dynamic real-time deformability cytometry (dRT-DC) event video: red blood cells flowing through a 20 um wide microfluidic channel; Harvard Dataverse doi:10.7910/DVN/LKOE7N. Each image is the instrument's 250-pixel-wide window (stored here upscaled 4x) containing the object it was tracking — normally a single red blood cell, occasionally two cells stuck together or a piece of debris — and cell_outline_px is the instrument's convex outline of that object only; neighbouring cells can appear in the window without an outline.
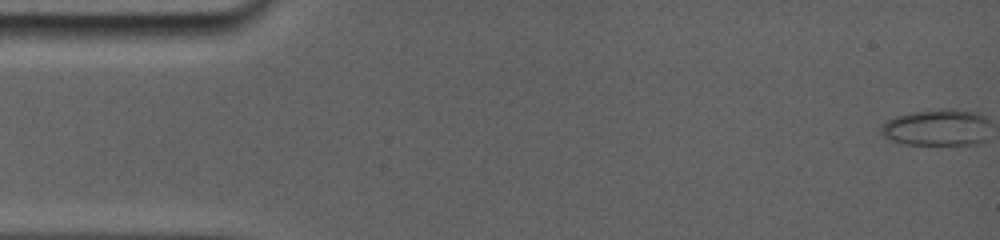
{"species": "common noctule bat (a hibernating species)", "species_latin": "Nyctalus noctula", "temperature_condition": "room temperature", "stored_images_in_passage": 37, "camera_frame_rate_fps": 5000, "um_per_image_px": 0.085, "animal": {"sex": "female", "body_mass_g": 19.0, "forearm_length_mm": 56.7}, "frame": {"image": 1, "passage_image": 1, "time_ms": 0.0, "image_size_px": [1000, 240], "cell_outline_px": [[984, 120], [980, 140], [956, 144], [916, 144], [896, 140], [888, 136], [884, 132], [884, 124], [900, 116], [920, 112], [968, 112], [980, 116]], "centroid_in_image_um": [79.55, 10.88], "position_along_channel_um": 5.5, "area_um2": 19.88}}
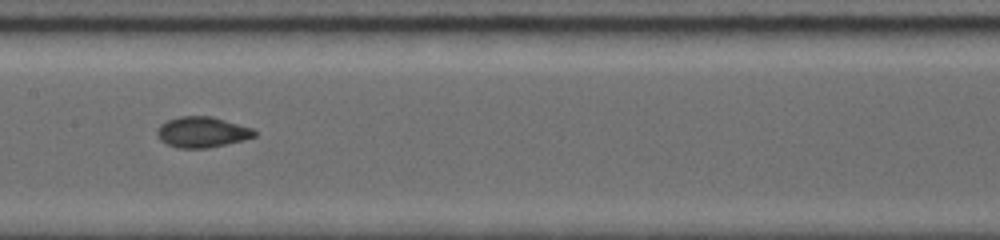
{"frame": {"image": 2, "passage_image": 19, "time_ms": 8.2, "image_size_px": [1000, 240], "cell_outline_px": [[256, 136], [224, 144], [204, 148], [180, 148], [168, 144], [160, 140], [156, 132], [160, 124], [168, 120], [180, 116], [212, 116], [252, 128], [256, 132]], "centroid_in_image_um": [17.15, 11.21], "position_along_channel_um": 190.3, "area_um2": 17.11}}
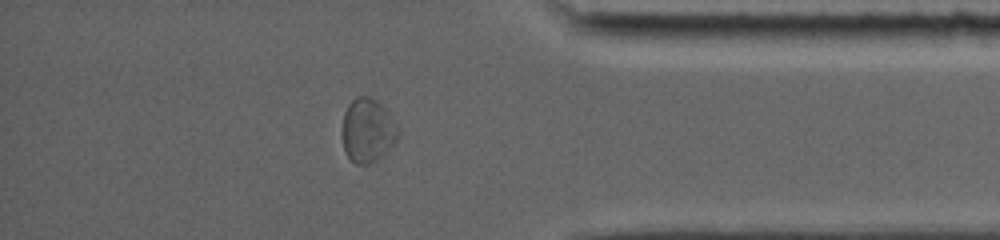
{"frame": {"image": 3, "passage_image": 32, "time_ms": 14.0, "image_size_px": [1000, 240], "cell_outline_px": [[400, 136], [376, 160], [368, 164], [356, 164], [344, 152], [340, 136], [340, 132], [344, 112], [348, 104], [356, 96], [368, 96], [376, 100], [384, 108], [396, 124], [400, 132]], "centroid_in_image_um": [31.19, 11.07], "position_along_channel_um": 404.0, "area_um2": 20.92}, "authors_computed_cell_mechanics": {"area_um2": 16.762, "velocity_mm_per_s": 3.8489, "shape_relaxation_time_tau1_ms": 6.4468, "shape_relaxation_time_tau2_ms": 2.0234, "deformation_change_tau1": 0.1594, "deformation_change_tau2": 0.0721}}